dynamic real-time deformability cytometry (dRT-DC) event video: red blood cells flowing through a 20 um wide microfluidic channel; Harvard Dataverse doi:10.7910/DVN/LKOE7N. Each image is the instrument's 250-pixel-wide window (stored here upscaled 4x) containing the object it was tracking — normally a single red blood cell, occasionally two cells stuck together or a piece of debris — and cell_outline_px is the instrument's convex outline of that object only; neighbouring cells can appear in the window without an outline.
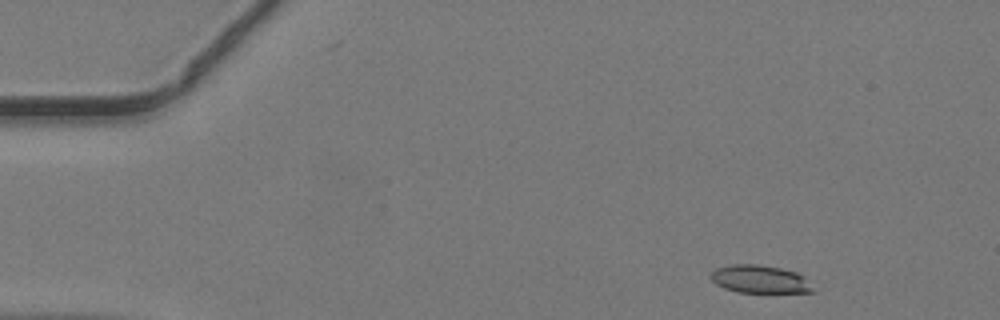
{"species": "common noctule bat (a hibernating species)", "species_latin": "Nyctalus noctula", "temperature_condition": "warm", "stored_images_in_passage": 43, "camera_frame_rate_fps": 3000, "um_per_image_px": 0.085, "animal": {"sex": "male", "body_mass_g": 19.2, "forearm_length_mm": 51.8}, "frame": {"image": 1, "passage_image": 1, "time_ms": 0.0, "image_size_px": [1000, 320], "cell_outline_px": [[820, 288], [816, 292], [736, 292], [724, 288], [716, 284], [708, 276], [716, 268], [732, 264], [760, 264], [780, 268], [796, 272], [804, 276]], "centroid_in_image_um": [64.67, 23.74], "position_along_channel_um": 20.3, "area_um2": 17.05}}
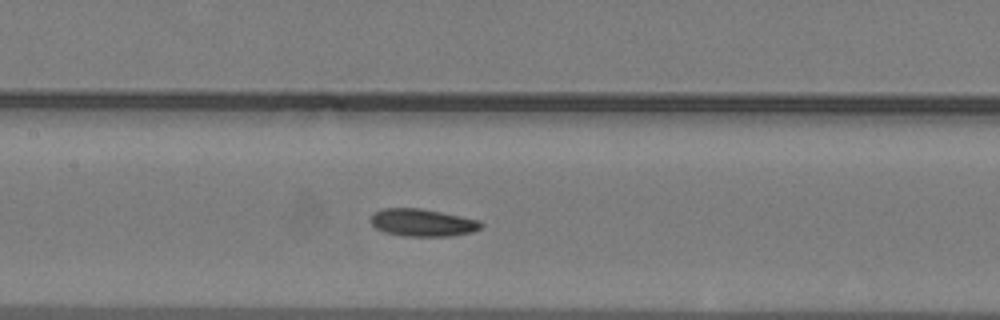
{"frame": {"image": 2, "passage_image": 18, "time_ms": 5.667, "image_size_px": [1000, 320], "cell_outline_px": [[484, 228], [472, 232], [448, 236], [404, 236], [384, 232], [376, 228], [372, 224], [372, 216], [376, 212], [384, 208], [420, 208], [480, 220], [484, 224]], "centroid_in_image_um": [35.97, 18.93], "position_along_channel_um": 171.4, "area_um2": 17.57}}
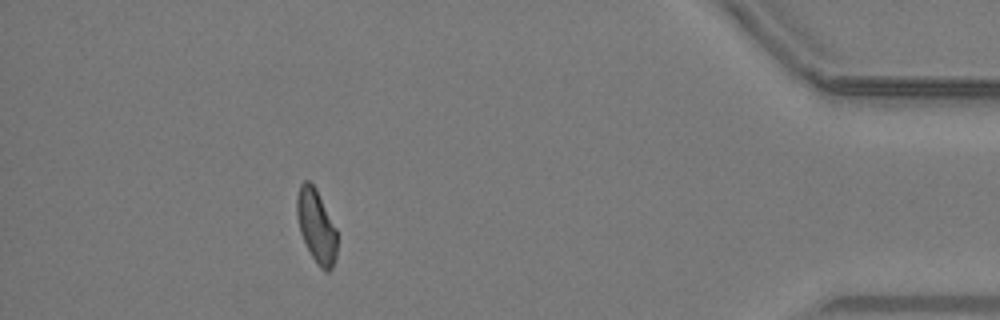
{"frame": {"image": 3, "passage_image": 38, "time_ms": 12.333, "image_size_px": [1000, 320], "cell_outline_px": [[336, 256], [332, 268], [328, 272], [324, 272], [316, 264], [300, 232], [296, 212], [296, 196], [300, 184], [304, 180], [308, 180], [316, 188], [336, 228]], "centroid_in_image_um": [26.88, 19.21], "position_along_channel_um": 408.3, "area_um2": 17.17}}